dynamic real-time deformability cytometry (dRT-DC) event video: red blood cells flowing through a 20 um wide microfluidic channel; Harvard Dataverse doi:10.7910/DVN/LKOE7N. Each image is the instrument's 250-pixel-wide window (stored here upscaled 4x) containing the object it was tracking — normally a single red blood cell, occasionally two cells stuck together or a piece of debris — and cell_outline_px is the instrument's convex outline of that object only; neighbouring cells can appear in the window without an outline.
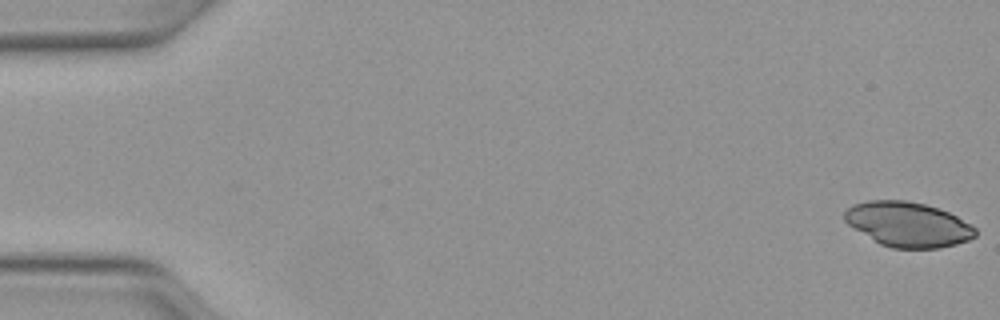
{"species": "Egyptian fruit bat (a non-hibernating species)", "species_latin": "Rousettus aegyptiacus", "temperature_condition": "warm", "stored_images_in_passage": 49, "camera_frame_rate_fps": 3000, "um_per_image_px": 0.085, "animal": {"sex": "female"}, "frame": {"image": 1, "passage_image": 1, "time_ms": 0.0, "image_size_px": [1000, 320], "cell_outline_px": [[976, 236], [968, 240], [956, 244], [940, 248], [892, 248], [880, 244], [848, 224], [844, 220], [844, 212], [852, 204], [868, 200], [908, 200], [924, 204], [948, 212], [956, 216], [976, 228]], "centroid_in_image_um": [77.17, 19.07], "position_along_channel_um": 7.8, "area_um2": 33.99}}